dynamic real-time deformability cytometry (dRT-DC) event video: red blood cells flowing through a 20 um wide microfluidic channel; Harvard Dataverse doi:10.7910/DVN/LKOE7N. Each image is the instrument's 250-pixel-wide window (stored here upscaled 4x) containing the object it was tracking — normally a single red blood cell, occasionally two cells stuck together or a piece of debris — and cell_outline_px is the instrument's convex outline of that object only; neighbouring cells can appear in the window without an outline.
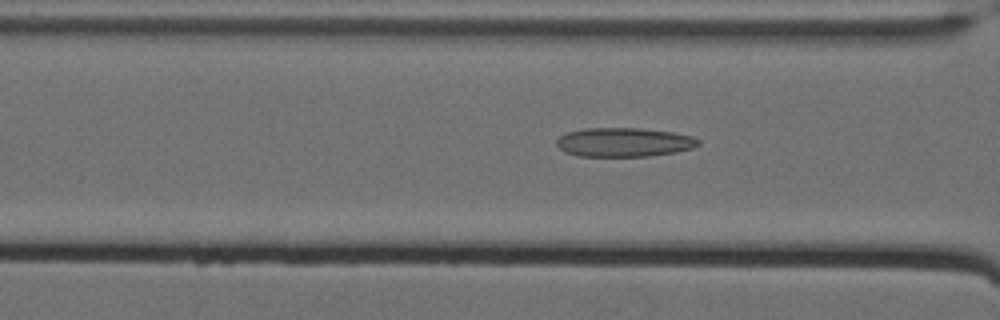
{"species": "Egyptian fruit bat (a non-hibernating species)", "species_latin": "Rousettus aegyptiacus", "temperature_condition": "cold", "stored_images_in_passage": 57, "camera_frame_rate_fps": 3000, "um_per_image_px": 0.085, "animal": {"sex": "female"}, "frame": {"image": 1, "passage_image": 28, "time_ms": 9.0, "image_size_px": [1000, 320], "cell_outline_px": [[700, 144], [692, 148], [676, 152], [648, 156], [580, 156], [564, 152], [556, 144], [556, 140], [560, 136], [568, 132], [584, 128], [640, 128], [672, 132], [692, 136], [700, 140]], "centroid_in_image_um": [53.04, 12.09], "position_along_channel_um": 113.6, "area_um2": 23.99}}
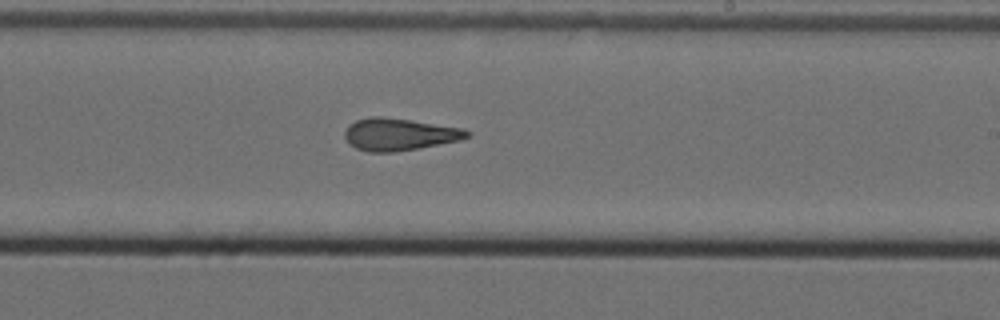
{"frame": {"image": 2, "passage_image": 40, "time_ms": 13.0, "image_size_px": [1000, 320], "cell_outline_px": [[472, 136], [460, 140], [396, 152], [368, 152], [356, 148], [348, 144], [344, 136], [344, 132], [348, 124], [356, 120], [372, 116], [384, 116], [412, 120], [464, 128], [472, 132]], "centroid_in_image_um": [33.94, 11.41], "position_along_channel_um": 255.1, "area_um2": 23.29}}
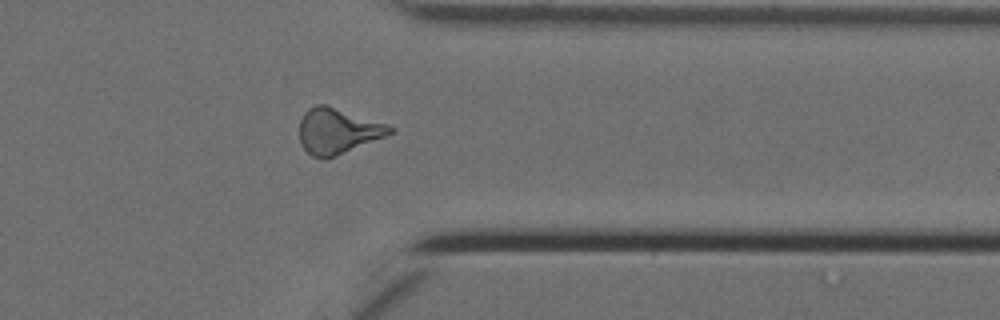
{"frame": {"image": 3, "passage_image": 51, "time_ms": 16.667, "image_size_px": [1000, 320], "cell_outline_px": [[396, 128], [392, 132], [384, 136], [328, 160], [324, 160], [312, 156], [300, 144], [300, 120], [304, 112], [308, 108], [316, 104], [324, 104]], "centroid_in_image_um": [28.63, 11.17], "position_along_channel_um": 382.8, "area_um2": 23.7}}